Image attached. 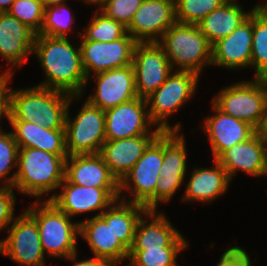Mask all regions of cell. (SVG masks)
<instances>
[{"label":"cell","mask_w":267,"mask_h":266,"mask_svg":"<svg viewBox=\"0 0 267 266\" xmlns=\"http://www.w3.org/2000/svg\"><path fill=\"white\" fill-rule=\"evenodd\" d=\"M81 58L82 67L87 78H91L90 72L95 74L107 70L122 68L132 65L134 50L137 41L127 33L124 37L111 42H99L86 40L81 33Z\"/></svg>","instance_id":"30bf717a"},{"label":"cell","mask_w":267,"mask_h":266,"mask_svg":"<svg viewBox=\"0 0 267 266\" xmlns=\"http://www.w3.org/2000/svg\"><path fill=\"white\" fill-rule=\"evenodd\" d=\"M232 177L238 170L252 176H267V141L262 131H257L250 139L234 144L216 159Z\"/></svg>","instance_id":"ac0fdd59"},{"label":"cell","mask_w":267,"mask_h":266,"mask_svg":"<svg viewBox=\"0 0 267 266\" xmlns=\"http://www.w3.org/2000/svg\"><path fill=\"white\" fill-rule=\"evenodd\" d=\"M187 247H164L146 250H130L128 266H178L177 254Z\"/></svg>","instance_id":"d6a6232c"},{"label":"cell","mask_w":267,"mask_h":266,"mask_svg":"<svg viewBox=\"0 0 267 266\" xmlns=\"http://www.w3.org/2000/svg\"><path fill=\"white\" fill-rule=\"evenodd\" d=\"M214 168H194L184 191V201L210 203L224 194L230 184L226 169L216 160Z\"/></svg>","instance_id":"484cf974"},{"label":"cell","mask_w":267,"mask_h":266,"mask_svg":"<svg viewBox=\"0 0 267 266\" xmlns=\"http://www.w3.org/2000/svg\"><path fill=\"white\" fill-rule=\"evenodd\" d=\"M80 223L79 235L87 241L95 257L108 259L115 264L124 263L130 249L112 231V205L101 215Z\"/></svg>","instance_id":"e0dca14e"},{"label":"cell","mask_w":267,"mask_h":266,"mask_svg":"<svg viewBox=\"0 0 267 266\" xmlns=\"http://www.w3.org/2000/svg\"><path fill=\"white\" fill-rule=\"evenodd\" d=\"M123 196L112 204V231L130 249L138 220L148 210L140 204L125 201Z\"/></svg>","instance_id":"f1b7e54d"},{"label":"cell","mask_w":267,"mask_h":266,"mask_svg":"<svg viewBox=\"0 0 267 266\" xmlns=\"http://www.w3.org/2000/svg\"><path fill=\"white\" fill-rule=\"evenodd\" d=\"M12 223L9 235L0 241V254L24 266H45L36 220L25 210Z\"/></svg>","instance_id":"8fae6325"},{"label":"cell","mask_w":267,"mask_h":266,"mask_svg":"<svg viewBox=\"0 0 267 266\" xmlns=\"http://www.w3.org/2000/svg\"><path fill=\"white\" fill-rule=\"evenodd\" d=\"M212 108L216 113L206 118L202 128L210 141L212 155L217 159L234 144L250 139L257 130L249 123L223 113L214 104Z\"/></svg>","instance_id":"7402d4cb"},{"label":"cell","mask_w":267,"mask_h":266,"mask_svg":"<svg viewBox=\"0 0 267 266\" xmlns=\"http://www.w3.org/2000/svg\"><path fill=\"white\" fill-rule=\"evenodd\" d=\"M236 1L227 0L197 24L211 45L219 39L230 35L249 17L252 10L244 12L241 5L238 2L236 3Z\"/></svg>","instance_id":"83f0119b"},{"label":"cell","mask_w":267,"mask_h":266,"mask_svg":"<svg viewBox=\"0 0 267 266\" xmlns=\"http://www.w3.org/2000/svg\"><path fill=\"white\" fill-rule=\"evenodd\" d=\"M19 148H36L56 155H68L65 129H47L34 122L9 121Z\"/></svg>","instance_id":"4316f807"},{"label":"cell","mask_w":267,"mask_h":266,"mask_svg":"<svg viewBox=\"0 0 267 266\" xmlns=\"http://www.w3.org/2000/svg\"><path fill=\"white\" fill-rule=\"evenodd\" d=\"M36 201L26 211L36 220L44 254L67 258L77 252L80 223L61 211L51 200ZM46 251V252H45Z\"/></svg>","instance_id":"5b68a950"},{"label":"cell","mask_w":267,"mask_h":266,"mask_svg":"<svg viewBox=\"0 0 267 266\" xmlns=\"http://www.w3.org/2000/svg\"><path fill=\"white\" fill-rule=\"evenodd\" d=\"M13 187L0 186V230L8 229L14 220L15 194Z\"/></svg>","instance_id":"74e56055"},{"label":"cell","mask_w":267,"mask_h":266,"mask_svg":"<svg viewBox=\"0 0 267 266\" xmlns=\"http://www.w3.org/2000/svg\"><path fill=\"white\" fill-rule=\"evenodd\" d=\"M216 266H252L249 255L245 249L234 246L227 249Z\"/></svg>","instance_id":"f35d334b"},{"label":"cell","mask_w":267,"mask_h":266,"mask_svg":"<svg viewBox=\"0 0 267 266\" xmlns=\"http://www.w3.org/2000/svg\"><path fill=\"white\" fill-rule=\"evenodd\" d=\"M65 0H41L42 5L44 6V8L49 7V6H55L57 4H61V3H66Z\"/></svg>","instance_id":"7bdbcfd3"},{"label":"cell","mask_w":267,"mask_h":266,"mask_svg":"<svg viewBox=\"0 0 267 266\" xmlns=\"http://www.w3.org/2000/svg\"><path fill=\"white\" fill-rule=\"evenodd\" d=\"M144 217L150 218L151 222L147 224L143 217L138 220L130 250L188 247L186 238L167 220L165 214L160 212L156 214V210H148Z\"/></svg>","instance_id":"603a6c76"},{"label":"cell","mask_w":267,"mask_h":266,"mask_svg":"<svg viewBox=\"0 0 267 266\" xmlns=\"http://www.w3.org/2000/svg\"><path fill=\"white\" fill-rule=\"evenodd\" d=\"M212 103L223 113L262 131L267 122V79L254 77L253 81H240L224 87Z\"/></svg>","instance_id":"8992f818"},{"label":"cell","mask_w":267,"mask_h":266,"mask_svg":"<svg viewBox=\"0 0 267 266\" xmlns=\"http://www.w3.org/2000/svg\"><path fill=\"white\" fill-rule=\"evenodd\" d=\"M68 155H56L36 148H19L18 170L4 180L2 187L16 188L38 200L59 188L65 178Z\"/></svg>","instance_id":"3957f363"},{"label":"cell","mask_w":267,"mask_h":266,"mask_svg":"<svg viewBox=\"0 0 267 266\" xmlns=\"http://www.w3.org/2000/svg\"><path fill=\"white\" fill-rule=\"evenodd\" d=\"M46 75L38 86L83 95L87 78L82 67L81 48L66 37L36 35L33 52Z\"/></svg>","instance_id":"6da1fadb"},{"label":"cell","mask_w":267,"mask_h":266,"mask_svg":"<svg viewBox=\"0 0 267 266\" xmlns=\"http://www.w3.org/2000/svg\"><path fill=\"white\" fill-rule=\"evenodd\" d=\"M35 37L31 29L9 12L0 13V56L10 65L2 75L12 77V67L27 62V56L33 52Z\"/></svg>","instance_id":"44dd1931"},{"label":"cell","mask_w":267,"mask_h":266,"mask_svg":"<svg viewBox=\"0 0 267 266\" xmlns=\"http://www.w3.org/2000/svg\"><path fill=\"white\" fill-rule=\"evenodd\" d=\"M71 94L34 86L12 90L8 87V121L34 122L47 129H64Z\"/></svg>","instance_id":"7a4b0ae2"},{"label":"cell","mask_w":267,"mask_h":266,"mask_svg":"<svg viewBox=\"0 0 267 266\" xmlns=\"http://www.w3.org/2000/svg\"><path fill=\"white\" fill-rule=\"evenodd\" d=\"M65 259L75 261V264L72 266H116L114 262L108 259L95 256L87 260L77 261V252Z\"/></svg>","instance_id":"60d3db41"},{"label":"cell","mask_w":267,"mask_h":266,"mask_svg":"<svg viewBox=\"0 0 267 266\" xmlns=\"http://www.w3.org/2000/svg\"><path fill=\"white\" fill-rule=\"evenodd\" d=\"M227 0H175L176 20L184 24H198Z\"/></svg>","instance_id":"836d02e7"},{"label":"cell","mask_w":267,"mask_h":266,"mask_svg":"<svg viewBox=\"0 0 267 266\" xmlns=\"http://www.w3.org/2000/svg\"><path fill=\"white\" fill-rule=\"evenodd\" d=\"M183 134L179 131L163 132V163L160 179L155 189V210L158 203H166L181 186L186 166V146Z\"/></svg>","instance_id":"9a60e30c"},{"label":"cell","mask_w":267,"mask_h":266,"mask_svg":"<svg viewBox=\"0 0 267 266\" xmlns=\"http://www.w3.org/2000/svg\"><path fill=\"white\" fill-rule=\"evenodd\" d=\"M62 192L51 195V200L69 217L99 210L98 216L121 198L119 188H97L79 186L70 183L66 178L60 184ZM101 210V211H100Z\"/></svg>","instance_id":"5bb4252c"},{"label":"cell","mask_w":267,"mask_h":266,"mask_svg":"<svg viewBox=\"0 0 267 266\" xmlns=\"http://www.w3.org/2000/svg\"><path fill=\"white\" fill-rule=\"evenodd\" d=\"M78 97L82 98L81 95H71L66 112L64 129L68 156L98 154L106 141L105 111L86 100L78 115L71 119L69 107Z\"/></svg>","instance_id":"ba28073f"},{"label":"cell","mask_w":267,"mask_h":266,"mask_svg":"<svg viewBox=\"0 0 267 266\" xmlns=\"http://www.w3.org/2000/svg\"><path fill=\"white\" fill-rule=\"evenodd\" d=\"M251 67L255 78L267 79V8L254 5Z\"/></svg>","instance_id":"f546056e"},{"label":"cell","mask_w":267,"mask_h":266,"mask_svg":"<svg viewBox=\"0 0 267 266\" xmlns=\"http://www.w3.org/2000/svg\"><path fill=\"white\" fill-rule=\"evenodd\" d=\"M147 106L146 99L137 97L105 110L106 140L160 135L163 132L160 128L150 130L155 124L149 117Z\"/></svg>","instance_id":"7c38bea8"},{"label":"cell","mask_w":267,"mask_h":266,"mask_svg":"<svg viewBox=\"0 0 267 266\" xmlns=\"http://www.w3.org/2000/svg\"><path fill=\"white\" fill-rule=\"evenodd\" d=\"M138 97L146 99L173 72L163 47L158 42H138L132 61Z\"/></svg>","instance_id":"4fadbf2b"},{"label":"cell","mask_w":267,"mask_h":266,"mask_svg":"<svg viewBox=\"0 0 267 266\" xmlns=\"http://www.w3.org/2000/svg\"><path fill=\"white\" fill-rule=\"evenodd\" d=\"M66 3L49 6L44 9V21L40 35L66 37L74 24V16Z\"/></svg>","instance_id":"1f68e13d"},{"label":"cell","mask_w":267,"mask_h":266,"mask_svg":"<svg viewBox=\"0 0 267 266\" xmlns=\"http://www.w3.org/2000/svg\"><path fill=\"white\" fill-rule=\"evenodd\" d=\"M174 72V73H173ZM167 80L146 98L151 121L163 132L179 131L180 122L174 127L168 123V117L189 100L199 83V76L189 71H173ZM198 82V83H197Z\"/></svg>","instance_id":"52a82bcc"},{"label":"cell","mask_w":267,"mask_h":266,"mask_svg":"<svg viewBox=\"0 0 267 266\" xmlns=\"http://www.w3.org/2000/svg\"><path fill=\"white\" fill-rule=\"evenodd\" d=\"M85 2L89 3V4H97L100 5L101 3H103L105 0H84Z\"/></svg>","instance_id":"ee69618b"},{"label":"cell","mask_w":267,"mask_h":266,"mask_svg":"<svg viewBox=\"0 0 267 266\" xmlns=\"http://www.w3.org/2000/svg\"><path fill=\"white\" fill-rule=\"evenodd\" d=\"M65 178L79 186L119 188L118 180L99 153L68 156L65 161Z\"/></svg>","instance_id":"d4e9b609"},{"label":"cell","mask_w":267,"mask_h":266,"mask_svg":"<svg viewBox=\"0 0 267 266\" xmlns=\"http://www.w3.org/2000/svg\"><path fill=\"white\" fill-rule=\"evenodd\" d=\"M158 43L163 47L173 70L179 67L177 71H189L199 76L203 67L212 65V45L197 24L176 22Z\"/></svg>","instance_id":"277c9868"},{"label":"cell","mask_w":267,"mask_h":266,"mask_svg":"<svg viewBox=\"0 0 267 266\" xmlns=\"http://www.w3.org/2000/svg\"><path fill=\"white\" fill-rule=\"evenodd\" d=\"M44 9L41 0H15L8 12L38 35L44 21Z\"/></svg>","instance_id":"e575fe53"},{"label":"cell","mask_w":267,"mask_h":266,"mask_svg":"<svg viewBox=\"0 0 267 266\" xmlns=\"http://www.w3.org/2000/svg\"><path fill=\"white\" fill-rule=\"evenodd\" d=\"M144 0H105L98 7L110 18L127 27Z\"/></svg>","instance_id":"d590c367"},{"label":"cell","mask_w":267,"mask_h":266,"mask_svg":"<svg viewBox=\"0 0 267 266\" xmlns=\"http://www.w3.org/2000/svg\"><path fill=\"white\" fill-rule=\"evenodd\" d=\"M163 163V132L149 145L142 157L119 182V192L130 191L129 202L155 210V189ZM134 185V186H133Z\"/></svg>","instance_id":"9c48e42d"},{"label":"cell","mask_w":267,"mask_h":266,"mask_svg":"<svg viewBox=\"0 0 267 266\" xmlns=\"http://www.w3.org/2000/svg\"><path fill=\"white\" fill-rule=\"evenodd\" d=\"M15 0H0V13L8 12Z\"/></svg>","instance_id":"b9f144b4"},{"label":"cell","mask_w":267,"mask_h":266,"mask_svg":"<svg viewBox=\"0 0 267 266\" xmlns=\"http://www.w3.org/2000/svg\"><path fill=\"white\" fill-rule=\"evenodd\" d=\"M10 80L11 76L0 75V121L3 116L8 115V83Z\"/></svg>","instance_id":"ab89813d"},{"label":"cell","mask_w":267,"mask_h":266,"mask_svg":"<svg viewBox=\"0 0 267 266\" xmlns=\"http://www.w3.org/2000/svg\"><path fill=\"white\" fill-rule=\"evenodd\" d=\"M262 132L264 133L265 138H266V141H267V122H266L265 127H264V129L262 130Z\"/></svg>","instance_id":"f6af8a7d"},{"label":"cell","mask_w":267,"mask_h":266,"mask_svg":"<svg viewBox=\"0 0 267 266\" xmlns=\"http://www.w3.org/2000/svg\"><path fill=\"white\" fill-rule=\"evenodd\" d=\"M18 151L12 132L0 131V181L10 175L14 166H18Z\"/></svg>","instance_id":"8d00e7d4"},{"label":"cell","mask_w":267,"mask_h":266,"mask_svg":"<svg viewBox=\"0 0 267 266\" xmlns=\"http://www.w3.org/2000/svg\"><path fill=\"white\" fill-rule=\"evenodd\" d=\"M159 135H141L127 139L106 140L100 155L112 175L120 182Z\"/></svg>","instance_id":"cb8c5ba5"},{"label":"cell","mask_w":267,"mask_h":266,"mask_svg":"<svg viewBox=\"0 0 267 266\" xmlns=\"http://www.w3.org/2000/svg\"><path fill=\"white\" fill-rule=\"evenodd\" d=\"M97 89L86 100L101 110H107L138 97L132 65L107 70L94 75Z\"/></svg>","instance_id":"d6986e66"},{"label":"cell","mask_w":267,"mask_h":266,"mask_svg":"<svg viewBox=\"0 0 267 266\" xmlns=\"http://www.w3.org/2000/svg\"><path fill=\"white\" fill-rule=\"evenodd\" d=\"M95 12L85 28V33H81L86 40L111 42L127 34V28L122 23L110 18L99 8Z\"/></svg>","instance_id":"4dcf8cb0"},{"label":"cell","mask_w":267,"mask_h":266,"mask_svg":"<svg viewBox=\"0 0 267 266\" xmlns=\"http://www.w3.org/2000/svg\"><path fill=\"white\" fill-rule=\"evenodd\" d=\"M176 22L175 0H144L126 28L137 42H158Z\"/></svg>","instance_id":"2e32d148"},{"label":"cell","mask_w":267,"mask_h":266,"mask_svg":"<svg viewBox=\"0 0 267 266\" xmlns=\"http://www.w3.org/2000/svg\"><path fill=\"white\" fill-rule=\"evenodd\" d=\"M253 9L230 35L212 45V65L233 70L251 66Z\"/></svg>","instance_id":"ffe728a7"}]
</instances>
